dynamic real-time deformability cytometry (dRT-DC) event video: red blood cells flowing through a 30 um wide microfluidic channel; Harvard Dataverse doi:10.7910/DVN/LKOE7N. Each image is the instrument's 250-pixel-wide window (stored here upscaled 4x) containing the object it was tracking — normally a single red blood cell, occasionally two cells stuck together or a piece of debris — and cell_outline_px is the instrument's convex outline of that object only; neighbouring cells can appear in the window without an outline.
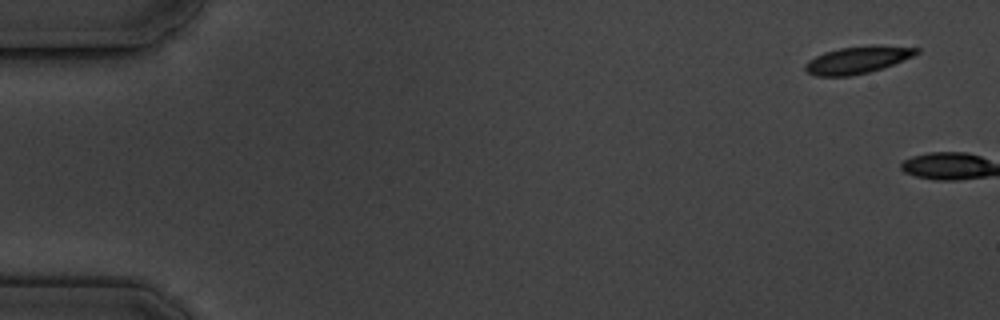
{"species": "common noctule bat (a hibernating species)", "species_latin": "Nyctalus noctula", "temperature_condition": "cold", "stored_images_in_passage": 2, "camera_frame_rate_fps": 3000, "um_per_image_px": 0.085, "animal": {"sex": "male", "body_mass_g": 19.5, "forearm_length_mm": 54.6}, "frame": {"image": 1, "passage_image": 1, "time_ms": 0.0, "image_size_px": [1000, 320], "cell_outline_px": [[920, 52], [912, 56], [884, 68], [868, 72], [848, 76], [816, 76], [808, 72], [804, 68], [804, 64], [808, 60], [824, 52], [840, 48], [872, 44], [920, 48]], "centroid_in_image_um": [72.89, 5.08], "position_along_channel_um": 12.1, "area_um2": 17.69}}